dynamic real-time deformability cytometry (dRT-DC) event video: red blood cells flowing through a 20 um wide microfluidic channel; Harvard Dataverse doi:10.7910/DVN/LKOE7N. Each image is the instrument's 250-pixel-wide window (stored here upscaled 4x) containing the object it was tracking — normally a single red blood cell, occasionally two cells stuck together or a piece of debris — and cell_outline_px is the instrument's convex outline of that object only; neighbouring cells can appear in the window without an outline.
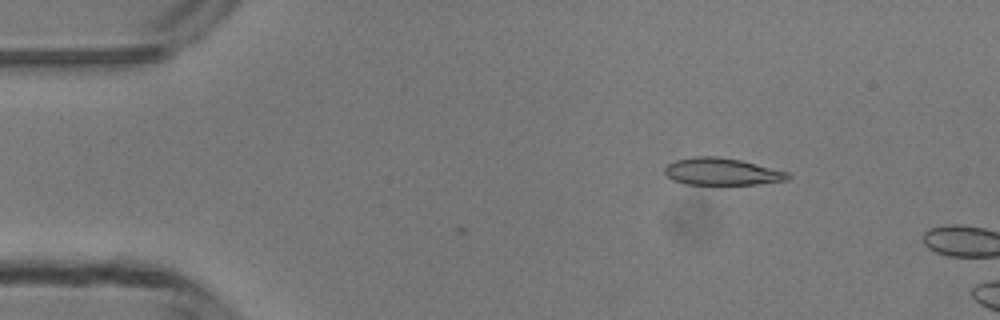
{"species": "common noctule bat (a hibernating species)", "species_latin": "Nyctalus noctula", "temperature_condition": "room temperature", "stored_images_in_passage": 3, "camera_frame_rate_fps": 3000, "um_per_image_px": 0.085, "animal": {"sex": "male", "body_mass_g": 13.3}, "frame": {"image": 1, "passage_image": 3, "time_ms": 2.667, "image_size_px": [1000, 320], "cell_outline_px": [[792, 176], [788, 180], [756, 184], [684, 184], [672, 180], [664, 172], [664, 168], [668, 164], [676, 160], [692, 156], [716, 156], [740, 160], [788, 172]], "centroid_in_image_um": [61.34, 14.59], "position_along_channel_um": 23.7, "area_um2": 19.42}}